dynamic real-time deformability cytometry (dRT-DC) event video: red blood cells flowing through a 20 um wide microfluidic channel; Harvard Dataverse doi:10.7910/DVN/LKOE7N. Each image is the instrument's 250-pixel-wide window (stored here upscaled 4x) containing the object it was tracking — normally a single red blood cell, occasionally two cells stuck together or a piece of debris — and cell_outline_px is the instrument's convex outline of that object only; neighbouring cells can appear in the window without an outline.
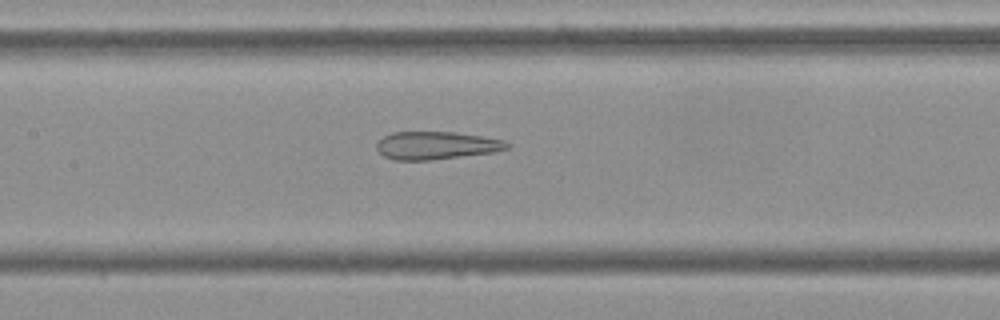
{"species": "Egyptian fruit bat (a non-hibernating species)", "species_latin": "Rousettus aegyptiacus", "temperature_condition": "cold", "stored_images_in_passage": 53, "camera_frame_rate_fps": 3000, "um_per_image_px": 0.085, "frame": {"image": 1, "passage_image": 24, "time_ms": 7.667, "image_size_px": [1000, 320], "cell_outline_px": [[512, 144], [508, 148], [496, 152], [432, 160], [392, 160], [384, 156], [376, 148], [376, 144], [384, 136], [392, 132], [452, 132], [484, 136], [504, 140]], "centroid_in_image_um": [37.12, 12.37], "position_along_channel_um": 170.3, "area_um2": 21.33}}
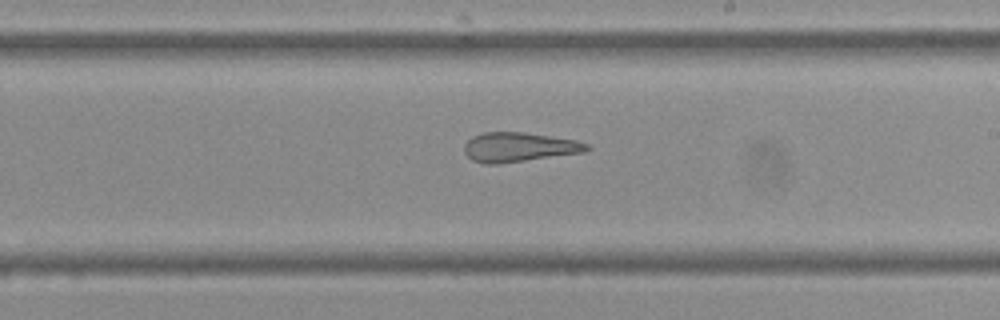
{"frame": {"image": 2, "passage_image": 30, "time_ms": 9.667, "image_size_px": [1000, 320], "cell_outline_px": [[592, 148], [584, 152], [496, 164], [484, 164], [472, 160], [464, 152], [464, 144], [472, 136], [484, 132], [524, 132], [576, 140], [588, 144]], "centroid_in_image_um": [44.09, 12.5], "position_along_channel_um": 244.9, "area_um2": 20.92}}
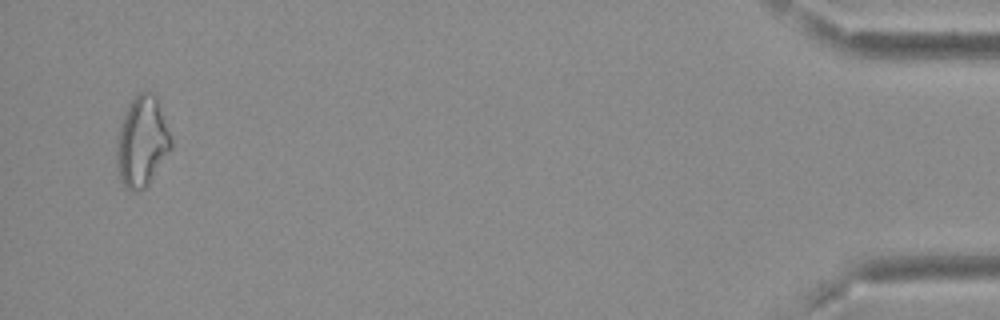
{"frame": {"image": 3, "passage_image": 51, "time_ms": 16.667, "image_size_px": [1000, 320], "cell_outline_px": [[172, 148], [148, 184], [144, 188], [136, 192], [132, 192], [120, 180], [116, 172], [116, 140], [120, 124], [128, 104], [144, 88], [148, 88], [156, 92], [172, 136]], "centroid_in_image_um": [12.08, 11.98], "position_along_channel_um": 423.1, "area_um2": 29.48}, "authors_computed_cell_mechanics": {"area_um2": 26.01, "velocity_mm_per_s": 3.7358, "shape_relaxation_time_tau1_ms": null, "shape_relaxation_time_tau2_ms": 2.8772, "deformation_change_tau1": null, "deformation_change_tau2": 0.1254}}